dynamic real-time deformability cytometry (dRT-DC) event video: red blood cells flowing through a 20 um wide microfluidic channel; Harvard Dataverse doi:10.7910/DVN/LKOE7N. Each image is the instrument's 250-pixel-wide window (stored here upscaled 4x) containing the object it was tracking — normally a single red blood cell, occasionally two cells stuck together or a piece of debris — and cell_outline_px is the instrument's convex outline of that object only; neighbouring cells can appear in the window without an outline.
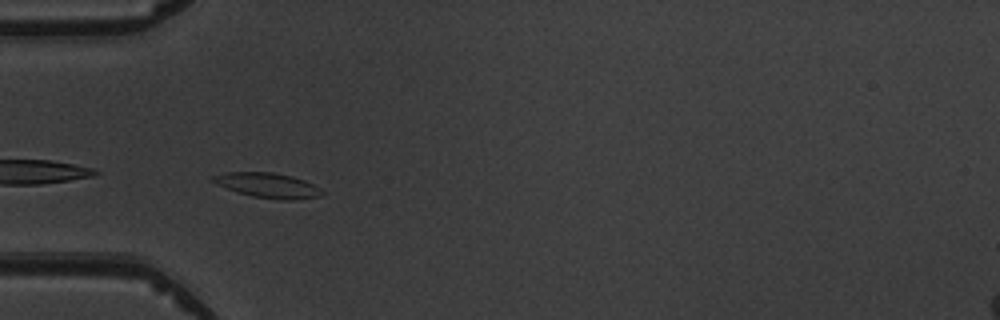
{"species": "common noctule bat (a hibernating species)", "species_latin": "Nyctalus noctula", "temperature_condition": "warm", "stored_images_in_passage": 5, "camera_frame_rate_fps": 3000, "um_per_image_px": 0.085, "animal": {"sex": "male", "body_mass_g": 19.5, "forearm_length_mm": 54.6}, "frame": {"image": 1, "passage_image": 4, "time_ms": 3.667, "image_size_px": [1000, 320], "cell_outline_px": [[324, 192], [320, 196], [296, 200], [280, 200], [252, 196], [236, 192], [216, 184], [208, 180], [212, 176], [228, 172], [272, 172], [292, 176], [304, 180], [320, 188]], "centroid_in_image_um": [22.74, 15.76], "position_along_channel_um": 62.3, "area_um2": 15.95}}
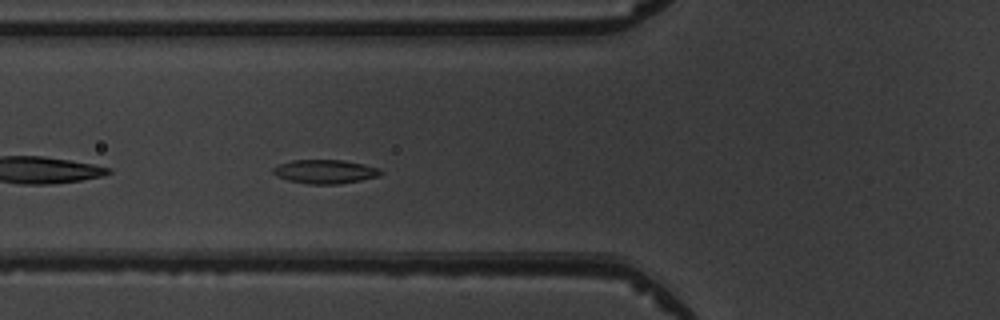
{"frame": {"image": 2, "passage_image": 5, "time_ms": 4.667, "image_size_px": [1000, 320], "cell_outline_px": [[384, 172], [380, 176], [340, 184], [308, 184], [288, 180], [276, 176], [272, 172], [272, 168], [280, 164], [292, 160], [344, 160], [364, 164], [380, 168]], "centroid_in_image_um": [27.65, 14.58], "position_along_channel_um": 98.1, "area_um2": 15.09}}